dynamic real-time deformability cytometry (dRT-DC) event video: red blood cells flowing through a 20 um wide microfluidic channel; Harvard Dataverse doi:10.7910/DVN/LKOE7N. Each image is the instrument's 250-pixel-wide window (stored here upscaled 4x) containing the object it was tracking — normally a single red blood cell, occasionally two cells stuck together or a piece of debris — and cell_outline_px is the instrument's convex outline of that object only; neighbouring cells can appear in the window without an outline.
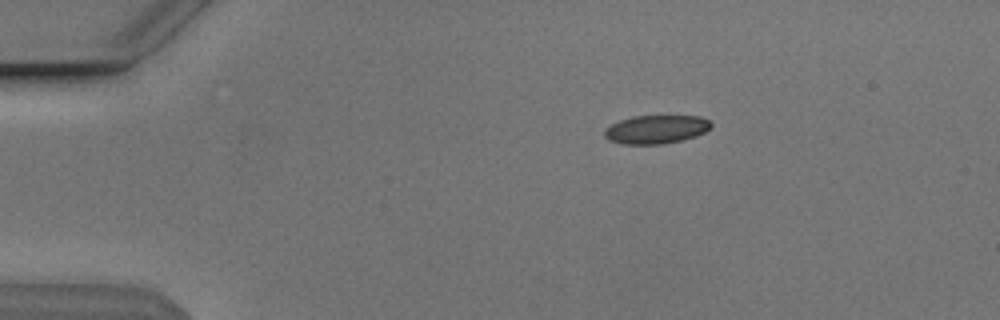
{"species": "Egyptian fruit bat (a non-hibernating species)", "species_latin": "Rousettus aegyptiacus", "temperature_condition": "cold", "stored_images_in_passage": 45, "camera_frame_rate_fps": 3000, "um_per_image_px": 0.085, "animal": {"sex": "male"}, "frame": {"image": 1, "passage_image": 1, "time_ms": 0.0, "image_size_px": [1000, 320], "cell_outline_px": [[712, 128], [696, 136], [680, 140], [660, 144], [620, 144], [608, 140], [604, 136], [604, 132], [612, 124], [620, 120], [632, 116], [700, 116], [708, 120], [712, 124]], "centroid_in_image_um": [55.77, 11.0], "position_along_channel_um": 29.2, "area_um2": 17.63}}
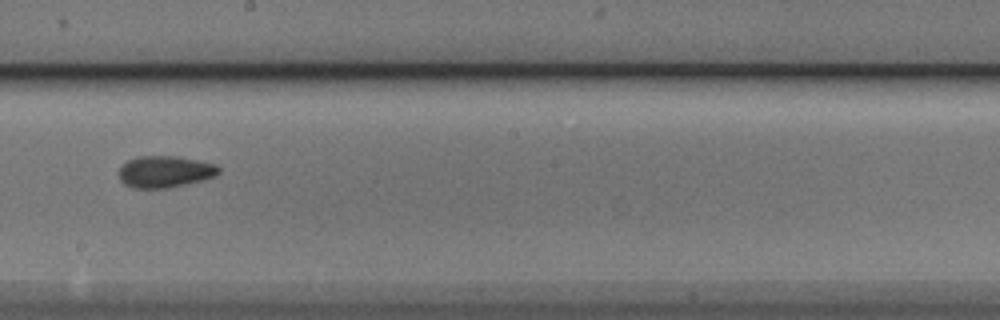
{"frame": {"image": 2, "passage_image": 22, "time_ms": 7.0, "image_size_px": [1000, 320], "cell_outline_px": [[220, 172], [216, 176], [168, 188], [132, 188], [124, 184], [120, 180], [120, 168], [128, 160], [136, 156], [180, 156], [216, 164], [220, 168]], "centroid_in_image_um": [14.03, 14.58], "position_along_channel_um": 234.2, "area_um2": 18.44}}
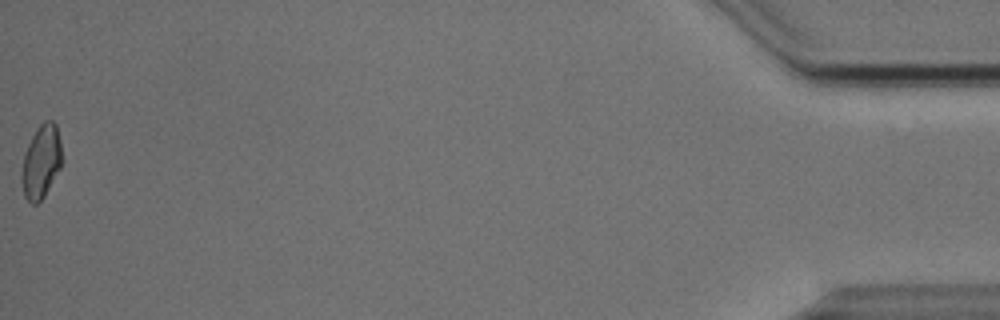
{"frame": {"image": 3, "passage_image": 45, "time_ms": 14.667, "image_size_px": [1000, 320], "cell_outline_px": [[64, 160], [60, 168], [44, 196], [36, 204], [32, 204], [24, 196], [20, 180], [20, 172], [24, 152], [36, 128], [44, 120], [52, 120], [56, 124], [60, 140]], "centroid_in_image_um": [3.49, 13.73], "position_along_channel_um": 431.7, "area_um2": 17.63}, "authors_computed_cell_mechanics": {"area_um2": 17.6868, "velocity_mm_per_s": 3.8497, "shape_relaxation_time_tau1_ms": 3.5772, "shape_relaxation_time_tau2_ms": 2.4065, "deformation_change_tau1": 0.0843, "deformation_change_tau2": 0.0766}}